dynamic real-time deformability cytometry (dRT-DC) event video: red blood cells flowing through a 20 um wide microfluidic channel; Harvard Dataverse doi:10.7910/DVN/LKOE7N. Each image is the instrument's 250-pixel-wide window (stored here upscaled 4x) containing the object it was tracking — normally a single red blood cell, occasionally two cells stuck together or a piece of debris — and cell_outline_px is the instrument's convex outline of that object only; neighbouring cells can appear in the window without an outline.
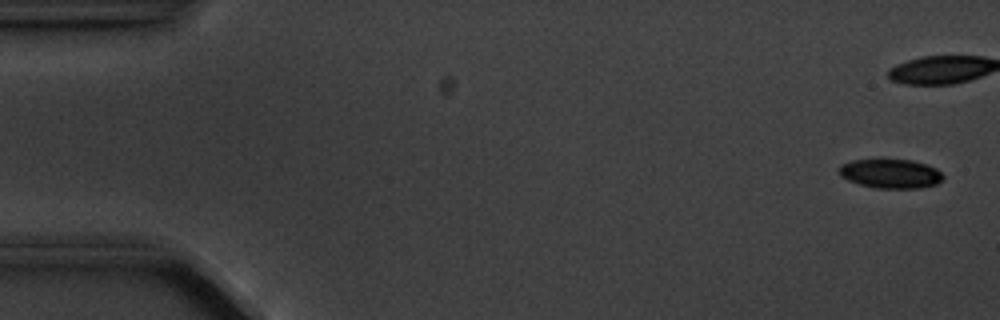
{"species": "common noctule bat (a hibernating species)", "species_latin": "Nyctalus noctula", "temperature_condition": "cold", "stored_images_in_passage": 7, "camera_frame_rate_fps": 3000, "um_per_image_px": 0.085, "animal": {"sex": "male", "body_mass_g": 20.1, "forearm_length_mm": 53.5}, "frame": {"image": 1, "passage_image": 1, "time_ms": 0.0, "image_size_px": [1000, 320], "cell_outline_px": [[944, 176], [936, 184], [920, 188], [876, 188], [860, 184], [848, 180], [840, 176], [836, 172], [840, 164], [852, 160], [912, 160], [936, 168]], "centroid_in_image_um": [75.64, 14.76], "position_along_channel_um": 9.4, "area_um2": 17.63}}